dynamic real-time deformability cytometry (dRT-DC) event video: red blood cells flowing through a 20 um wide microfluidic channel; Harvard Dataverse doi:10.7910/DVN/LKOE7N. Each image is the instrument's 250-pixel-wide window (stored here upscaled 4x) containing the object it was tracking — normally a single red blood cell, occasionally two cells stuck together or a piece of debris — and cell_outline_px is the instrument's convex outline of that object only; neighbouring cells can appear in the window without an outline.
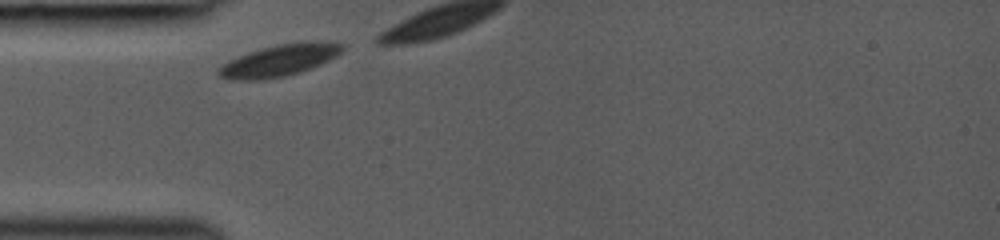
{"species": "common noctule bat (a hibernating species)", "species_latin": "Nyctalus noctula", "temperature_condition": "room temperature", "stored_images_in_passage": 4, "camera_frame_rate_fps": 3000, "um_per_image_px": 0.085, "animal": {"sex": "female", "body_mass_g": 19.0, "forearm_length_mm": 53.3}, "frame": {"image": 1, "passage_image": 1, "time_ms": 0.0, "image_size_px": [1000, 240], "cell_outline_px": [[344, 48], [336, 56], [328, 60], [300, 72], [284, 76], [264, 80], [232, 80], [220, 76], [216, 72], [228, 60], [248, 52], [260, 48], [280, 44], [340, 44]], "centroid_in_image_um": [23.59, 5.2], "position_along_channel_um": 61.4, "area_um2": 21.73}}